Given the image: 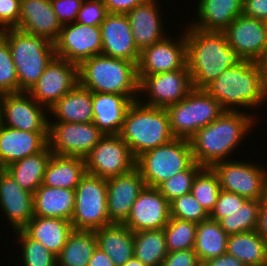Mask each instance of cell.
Wrapping results in <instances>:
<instances>
[{"instance_id":"cell-1","label":"cell","mask_w":267,"mask_h":266,"mask_svg":"<svg viewBox=\"0 0 267 266\" xmlns=\"http://www.w3.org/2000/svg\"><path fill=\"white\" fill-rule=\"evenodd\" d=\"M188 26L184 34L193 88L205 89L229 67L244 60L228 45L224 32L203 31Z\"/></svg>"},{"instance_id":"cell-2","label":"cell","mask_w":267,"mask_h":266,"mask_svg":"<svg viewBox=\"0 0 267 266\" xmlns=\"http://www.w3.org/2000/svg\"><path fill=\"white\" fill-rule=\"evenodd\" d=\"M254 115L224 111L215 121L199 129L190 139L194 161L202 167L229 160L256 122Z\"/></svg>"},{"instance_id":"cell-3","label":"cell","mask_w":267,"mask_h":266,"mask_svg":"<svg viewBox=\"0 0 267 266\" xmlns=\"http://www.w3.org/2000/svg\"><path fill=\"white\" fill-rule=\"evenodd\" d=\"M205 90L224 111L238 112L241 110L239 107L256 109L267 101L260 67L252 60H243L238 65L229 67Z\"/></svg>"},{"instance_id":"cell-4","label":"cell","mask_w":267,"mask_h":266,"mask_svg":"<svg viewBox=\"0 0 267 266\" xmlns=\"http://www.w3.org/2000/svg\"><path fill=\"white\" fill-rule=\"evenodd\" d=\"M78 77L79 84L91 92L127 95L138 100L137 64L132 61L96 55L78 65Z\"/></svg>"},{"instance_id":"cell-5","label":"cell","mask_w":267,"mask_h":266,"mask_svg":"<svg viewBox=\"0 0 267 266\" xmlns=\"http://www.w3.org/2000/svg\"><path fill=\"white\" fill-rule=\"evenodd\" d=\"M119 136L135 159L175 138L169 127L166 109L146 106L138 100L129 106Z\"/></svg>"},{"instance_id":"cell-6","label":"cell","mask_w":267,"mask_h":266,"mask_svg":"<svg viewBox=\"0 0 267 266\" xmlns=\"http://www.w3.org/2000/svg\"><path fill=\"white\" fill-rule=\"evenodd\" d=\"M1 36L10 48L19 92H28L56 57L54 43L46 37L29 34L17 28L2 30Z\"/></svg>"},{"instance_id":"cell-7","label":"cell","mask_w":267,"mask_h":266,"mask_svg":"<svg viewBox=\"0 0 267 266\" xmlns=\"http://www.w3.org/2000/svg\"><path fill=\"white\" fill-rule=\"evenodd\" d=\"M193 162L189 140L174 138L138 156L135 167L147 187L157 188L165 180L186 170Z\"/></svg>"},{"instance_id":"cell-8","label":"cell","mask_w":267,"mask_h":266,"mask_svg":"<svg viewBox=\"0 0 267 266\" xmlns=\"http://www.w3.org/2000/svg\"><path fill=\"white\" fill-rule=\"evenodd\" d=\"M165 109L172 135L186 140L224 112L217 100L205 89L196 88H193L180 102Z\"/></svg>"},{"instance_id":"cell-9","label":"cell","mask_w":267,"mask_h":266,"mask_svg":"<svg viewBox=\"0 0 267 266\" xmlns=\"http://www.w3.org/2000/svg\"><path fill=\"white\" fill-rule=\"evenodd\" d=\"M73 230L95 231L112 224L107 213L106 179L86 173L75 188Z\"/></svg>"},{"instance_id":"cell-10","label":"cell","mask_w":267,"mask_h":266,"mask_svg":"<svg viewBox=\"0 0 267 266\" xmlns=\"http://www.w3.org/2000/svg\"><path fill=\"white\" fill-rule=\"evenodd\" d=\"M211 168L218 176L221 190L253 200H261L267 194V169L257 163L226 160Z\"/></svg>"},{"instance_id":"cell-11","label":"cell","mask_w":267,"mask_h":266,"mask_svg":"<svg viewBox=\"0 0 267 266\" xmlns=\"http://www.w3.org/2000/svg\"><path fill=\"white\" fill-rule=\"evenodd\" d=\"M192 89L191 75L186 65L175 71L144 76L139 81V96L143 94L144 102L141 97L138 101L150 107L167 108L184 99Z\"/></svg>"},{"instance_id":"cell-12","label":"cell","mask_w":267,"mask_h":266,"mask_svg":"<svg viewBox=\"0 0 267 266\" xmlns=\"http://www.w3.org/2000/svg\"><path fill=\"white\" fill-rule=\"evenodd\" d=\"M84 159L86 173L106 180L128 173L136 162L119 135H104Z\"/></svg>"},{"instance_id":"cell-13","label":"cell","mask_w":267,"mask_h":266,"mask_svg":"<svg viewBox=\"0 0 267 266\" xmlns=\"http://www.w3.org/2000/svg\"><path fill=\"white\" fill-rule=\"evenodd\" d=\"M103 136L93 122H49L48 146L59 156L85 158Z\"/></svg>"},{"instance_id":"cell-14","label":"cell","mask_w":267,"mask_h":266,"mask_svg":"<svg viewBox=\"0 0 267 266\" xmlns=\"http://www.w3.org/2000/svg\"><path fill=\"white\" fill-rule=\"evenodd\" d=\"M78 83V64L55 57L28 93L49 110Z\"/></svg>"},{"instance_id":"cell-15","label":"cell","mask_w":267,"mask_h":266,"mask_svg":"<svg viewBox=\"0 0 267 266\" xmlns=\"http://www.w3.org/2000/svg\"><path fill=\"white\" fill-rule=\"evenodd\" d=\"M54 49L56 57L78 65L85 59L101 55V27L78 22L63 25Z\"/></svg>"},{"instance_id":"cell-16","label":"cell","mask_w":267,"mask_h":266,"mask_svg":"<svg viewBox=\"0 0 267 266\" xmlns=\"http://www.w3.org/2000/svg\"><path fill=\"white\" fill-rule=\"evenodd\" d=\"M46 111L28 92L6 93L1 124L22 131L48 132L50 117Z\"/></svg>"},{"instance_id":"cell-17","label":"cell","mask_w":267,"mask_h":266,"mask_svg":"<svg viewBox=\"0 0 267 266\" xmlns=\"http://www.w3.org/2000/svg\"><path fill=\"white\" fill-rule=\"evenodd\" d=\"M179 39L166 36L140 52L137 75L140 81L146 75L171 72L187 65V44L184 32Z\"/></svg>"},{"instance_id":"cell-18","label":"cell","mask_w":267,"mask_h":266,"mask_svg":"<svg viewBox=\"0 0 267 266\" xmlns=\"http://www.w3.org/2000/svg\"><path fill=\"white\" fill-rule=\"evenodd\" d=\"M170 217V202L157 188L145 186L123 224L133 232L163 229Z\"/></svg>"},{"instance_id":"cell-19","label":"cell","mask_w":267,"mask_h":266,"mask_svg":"<svg viewBox=\"0 0 267 266\" xmlns=\"http://www.w3.org/2000/svg\"><path fill=\"white\" fill-rule=\"evenodd\" d=\"M223 32L228 45L244 60L257 62L267 51V28L263 20L240 15Z\"/></svg>"},{"instance_id":"cell-20","label":"cell","mask_w":267,"mask_h":266,"mask_svg":"<svg viewBox=\"0 0 267 266\" xmlns=\"http://www.w3.org/2000/svg\"><path fill=\"white\" fill-rule=\"evenodd\" d=\"M107 182V213L111 223L123 224L145 182L135 167L128 173L109 178Z\"/></svg>"},{"instance_id":"cell-21","label":"cell","mask_w":267,"mask_h":266,"mask_svg":"<svg viewBox=\"0 0 267 266\" xmlns=\"http://www.w3.org/2000/svg\"><path fill=\"white\" fill-rule=\"evenodd\" d=\"M102 55L139 63L137 49L126 14L108 13L101 24Z\"/></svg>"},{"instance_id":"cell-22","label":"cell","mask_w":267,"mask_h":266,"mask_svg":"<svg viewBox=\"0 0 267 266\" xmlns=\"http://www.w3.org/2000/svg\"><path fill=\"white\" fill-rule=\"evenodd\" d=\"M0 208L14 231L22 230L34 217L33 194L22 189L12 175L1 168Z\"/></svg>"},{"instance_id":"cell-23","label":"cell","mask_w":267,"mask_h":266,"mask_svg":"<svg viewBox=\"0 0 267 266\" xmlns=\"http://www.w3.org/2000/svg\"><path fill=\"white\" fill-rule=\"evenodd\" d=\"M48 145V132H29L0 124V168L41 152Z\"/></svg>"},{"instance_id":"cell-24","label":"cell","mask_w":267,"mask_h":266,"mask_svg":"<svg viewBox=\"0 0 267 266\" xmlns=\"http://www.w3.org/2000/svg\"><path fill=\"white\" fill-rule=\"evenodd\" d=\"M17 29L53 43L59 36L62 25L52 8L50 0H21Z\"/></svg>"},{"instance_id":"cell-25","label":"cell","mask_w":267,"mask_h":266,"mask_svg":"<svg viewBox=\"0 0 267 266\" xmlns=\"http://www.w3.org/2000/svg\"><path fill=\"white\" fill-rule=\"evenodd\" d=\"M157 0H148L129 11L128 17L137 49L141 52L166 37Z\"/></svg>"},{"instance_id":"cell-26","label":"cell","mask_w":267,"mask_h":266,"mask_svg":"<svg viewBox=\"0 0 267 266\" xmlns=\"http://www.w3.org/2000/svg\"><path fill=\"white\" fill-rule=\"evenodd\" d=\"M133 102L127 95L92 92L93 123L104 135H119Z\"/></svg>"},{"instance_id":"cell-27","label":"cell","mask_w":267,"mask_h":266,"mask_svg":"<svg viewBox=\"0 0 267 266\" xmlns=\"http://www.w3.org/2000/svg\"><path fill=\"white\" fill-rule=\"evenodd\" d=\"M197 5L198 20L189 25L203 31L223 32L243 11V0H199Z\"/></svg>"},{"instance_id":"cell-28","label":"cell","mask_w":267,"mask_h":266,"mask_svg":"<svg viewBox=\"0 0 267 266\" xmlns=\"http://www.w3.org/2000/svg\"><path fill=\"white\" fill-rule=\"evenodd\" d=\"M48 113L56 120L49 119V122H93L92 92L78 83L56 102Z\"/></svg>"},{"instance_id":"cell-29","label":"cell","mask_w":267,"mask_h":266,"mask_svg":"<svg viewBox=\"0 0 267 266\" xmlns=\"http://www.w3.org/2000/svg\"><path fill=\"white\" fill-rule=\"evenodd\" d=\"M34 216L71 221L75 209V190L40 185L33 194Z\"/></svg>"},{"instance_id":"cell-30","label":"cell","mask_w":267,"mask_h":266,"mask_svg":"<svg viewBox=\"0 0 267 266\" xmlns=\"http://www.w3.org/2000/svg\"><path fill=\"white\" fill-rule=\"evenodd\" d=\"M30 238L42 243L58 256L73 231L71 221L62 218L34 216L22 229Z\"/></svg>"},{"instance_id":"cell-31","label":"cell","mask_w":267,"mask_h":266,"mask_svg":"<svg viewBox=\"0 0 267 266\" xmlns=\"http://www.w3.org/2000/svg\"><path fill=\"white\" fill-rule=\"evenodd\" d=\"M97 247L105 252L115 266H122L134 256L133 231L124 224L112 223L95 230Z\"/></svg>"},{"instance_id":"cell-32","label":"cell","mask_w":267,"mask_h":266,"mask_svg":"<svg viewBox=\"0 0 267 266\" xmlns=\"http://www.w3.org/2000/svg\"><path fill=\"white\" fill-rule=\"evenodd\" d=\"M85 174L84 158L53 154L46 166L42 185L75 190Z\"/></svg>"},{"instance_id":"cell-33","label":"cell","mask_w":267,"mask_h":266,"mask_svg":"<svg viewBox=\"0 0 267 266\" xmlns=\"http://www.w3.org/2000/svg\"><path fill=\"white\" fill-rule=\"evenodd\" d=\"M52 155L53 152L47 145L41 152L14 162L5 169L22 189L34 194L43 183L46 166Z\"/></svg>"},{"instance_id":"cell-34","label":"cell","mask_w":267,"mask_h":266,"mask_svg":"<svg viewBox=\"0 0 267 266\" xmlns=\"http://www.w3.org/2000/svg\"><path fill=\"white\" fill-rule=\"evenodd\" d=\"M227 253L246 266L267 265V244L256 230L229 235Z\"/></svg>"},{"instance_id":"cell-35","label":"cell","mask_w":267,"mask_h":266,"mask_svg":"<svg viewBox=\"0 0 267 266\" xmlns=\"http://www.w3.org/2000/svg\"><path fill=\"white\" fill-rule=\"evenodd\" d=\"M96 248L95 231L73 230L57 256V266H88Z\"/></svg>"},{"instance_id":"cell-36","label":"cell","mask_w":267,"mask_h":266,"mask_svg":"<svg viewBox=\"0 0 267 266\" xmlns=\"http://www.w3.org/2000/svg\"><path fill=\"white\" fill-rule=\"evenodd\" d=\"M228 234L210 218L197 224L194 251L200 263L227 252Z\"/></svg>"},{"instance_id":"cell-37","label":"cell","mask_w":267,"mask_h":266,"mask_svg":"<svg viewBox=\"0 0 267 266\" xmlns=\"http://www.w3.org/2000/svg\"><path fill=\"white\" fill-rule=\"evenodd\" d=\"M134 257L146 266H160L167 256L165 232L163 229L133 232Z\"/></svg>"},{"instance_id":"cell-38","label":"cell","mask_w":267,"mask_h":266,"mask_svg":"<svg viewBox=\"0 0 267 266\" xmlns=\"http://www.w3.org/2000/svg\"><path fill=\"white\" fill-rule=\"evenodd\" d=\"M260 200L246 199L241 207L227 213L218 222L228 235L255 231L258 224Z\"/></svg>"},{"instance_id":"cell-39","label":"cell","mask_w":267,"mask_h":266,"mask_svg":"<svg viewBox=\"0 0 267 266\" xmlns=\"http://www.w3.org/2000/svg\"><path fill=\"white\" fill-rule=\"evenodd\" d=\"M220 190L218 176L210 167H203L193 179L191 193L209 214L216 205Z\"/></svg>"},{"instance_id":"cell-40","label":"cell","mask_w":267,"mask_h":266,"mask_svg":"<svg viewBox=\"0 0 267 266\" xmlns=\"http://www.w3.org/2000/svg\"><path fill=\"white\" fill-rule=\"evenodd\" d=\"M196 229V223L170 217L163 228L168 252L194 249Z\"/></svg>"},{"instance_id":"cell-41","label":"cell","mask_w":267,"mask_h":266,"mask_svg":"<svg viewBox=\"0 0 267 266\" xmlns=\"http://www.w3.org/2000/svg\"><path fill=\"white\" fill-rule=\"evenodd\" d=\"M22 248L24 266H57V256L42 243L30 238L23 230L14 231Z\"/></svg>"},{"instance_id":"cell-42","label":"cell","mask_w":267,"mask_h":266,"mask_svg":"<svg viewBox=\"0 0 267 266\" xmlns=\"http://www.w3.org/2000/svg\"><path fill=\"white\" fill-rule=\"evenodd\" d=\"M203 167L193 162L186 170L162 182L157 189L169 201L191 192L193 179Z\"/></svg>"},{"instance_id":"cell-43","label":"cell","mask_w":267,"mask_h":266,"mask_svg":"<svg viewBox=\"0 0 267 266\" xmlns=\"http://www.w3.org/2000/svg\"><path fill=\"white\" fill-rule=\"evenodd\" d=\"M170 216L196 224L209 219V213L191 192L170 202Z\"/></svg>"},{"instance_id":"cell-44","label":"cell","mask_w":267,"mask_h":266,"mask_svg":"<svg viewBox=\"0 0 267 266\" xmlns=\"http://www.w3.org/2000/svg\"><path fill=\"white\" fill-rule=\"evenodd\" d=\"M0 91L19 92V82L7 41L0 35Z\"/></svg>"},{"instance_id":"cell-45","label":"cell","mask_w":267,"mask_h":266,"mask_svg":"<svg viewBox=\"0 0 267 266\" xmlns=\"http://www.w3.org/2000/svg\"><path fill=\"white\" fill-rule=\"evenodd\" d=\"M108 13L103 0H83L75 22L84 25L101 26Z\"/></svg>"},{"instance_id":"cell-46","label":"cell","mask_w":267,"mask_h":266,"mask_svg":"<svg viewBox=\"0 0 267 266\" xmlns=\"http://www.w3.org/2000/svg\"><path fill=\"white\" fill-rule=\"evenodd\" d=\"M246 198L232 192L220 190L214 209L210 212L209 218L214 221L227 216V213L241 207Z\"/></svg>"},{"instance_id":"cell-47","label":"cell","mask_w":267,"mask_h":266,"mask_svg":"<svg viewBox=\"0 0 267 266\" xmlns=\"http://www.w3.org/2000/svg\"><path fill=\"white\" fill-rule=\"evenodd\" d=\"M52 8L60 24L74 23L83 0H50Z\"/></svg>"},{"instance_id":"cell-48","label":"cell","mask_w":267,"mask_h":266,"mask_svg":"<svg viewBox=\"0 0 267 266\" xmlns=\"http://www.w3.org/2000/svg\"><path fill=\"white\" fill-rule=\"evenodd\" d=\"M21 0H0V30L16 28L20 17Z\"/></svg>"},{"instance_id":"cell-49","label":"cell","mask_w":267,"mask_h":266,"mask_svg":"<svg viewBox=\"0 0 267 266\" xmlns=\"http://www.w3.org/2000/svg\"><path fill=\"white\" fill-rule=\"evenodd\" d=\"M200 261L194 249L168 252L160 266H198Z\"/></svg>"},{"instance_id":"cell-50","label":"cell","mask_w":267,"mask_h":266,"mask_svg":"<svg viewBox=\"0 0 267 266\" xmlns=\"http://www.w3.org/2000/svg\"><path fill=\"white\" fill-rule=\"evenodd\" d=\"M242 15L264 21L267 18V0H243Z\"/></svg>"},{"instance_id":"cell-51","label":"cell","mask_w":267,"mask_h":266,"mask_svg":"<svg viewBox=\"0 0 267 266\" xmlns=\"http://www.w3.org/2000/svg\"><path fill=\"white\" fill-rule=\"evenodd\" d=\"M148 0H103L109 13L127 14L138 5Z\"/></svg>"},{"instance_id":"cell-52","label":"cell","mask_w":267,"mask_h":266,"mask_svg":"<svg viewBox=\"0 0 267 266\" xmlns=\"http://www.w3.org/2000/svg\"><path fill=\"white\" fill-rule=\"evenodd\" d=\"M257 233L264 239L267 244V194L260 200Z\"/></svg>"},{"instance_id":"cell-53","label":"cell","mask_w":267,"mask_h":266,"mask_svg":"<svg viewBox=\"0 0 267 266\" xmlns=\"http://www.w3.org/2000/svg\"><path fill=\"white\" fill-rule=\"evenodd\" d=\"M205 266H246L242 261L227 252L204 262Z\"/></svg>"},{"instance_id":"cell-54","label":"cell","mask_w":267,"mask_h":266,"mask_svg":"<svg viewBox=\"0 0 267 266\" xmlns=\"http://www.w3.org/2000/svg\"><path fill=\"white\" fill-rule=\"evenodd\" d=\"M88 266H115L110 257L98 247L89 260Z\"/></svg>"},{"instance_id":"cell-55","label":"cell","mask_w":267,"mask_h":266,"mask_svg":"<svg viewBox=\"0 0 267 266\" xmlns=\"http://www.w3.org/2000/svg\"><path fill=\"white\" fill-rule=\"evenodd\" d=\"M257 63L260 67L262 84L267 96V51L262 55Z\"/></svg>"},{"instance_id":"cell-56","label":"cell","mask_w":267,"mask_h":266,"mask_svg":"<svg viewBox=\"0 0 267 266\" xmlns=\"http://www.w3.org/2000/svg\"><path fill=\"white\" fill-rule=\"evenodd\" d=\"M122 266H146L143 264L139 259L136 257L130 258L126 263H124Z\"/></svg>"},{"instance_id":"cell-57","label":"cell","mask_w":267,"mask_h":266,"mask_svg":"<svg viewBox=\"0 0 267 266\" xmlns=\"http://www.w3.org/2000/svg\"><path fill=\"white\" fill-rule=\"evenodd\" d=\"M5 94L6 93L0 91V124L2 123L3 101H4Z\"/></svg>"},{"instance_id":"cell-58","label":"cell","mask_w":267,"mask_h":266,"mask_svg":"<svg viewBox=\"0 0 267 266\" xmlns=\"http://www.w3.org/2000/svg\"><path fill=\"white\" fill-rule=\"evenodd\" d=\"M265 26L267 28V18L264 20Z\"/></svg>"},{"instance_id":"cell-59","label":"cell","mask_w":267,"mask_h":266,"mask_svg":"<svg viewBox=\"0 0 267 266\" xmlns=\"http://www.w3.org/2000/svg\"><path fill=\"white\" fill-rule=\"evenodd\" d=\"M198 266H205V264L204 263H200Z\"/></svg>"}]
</instances>
